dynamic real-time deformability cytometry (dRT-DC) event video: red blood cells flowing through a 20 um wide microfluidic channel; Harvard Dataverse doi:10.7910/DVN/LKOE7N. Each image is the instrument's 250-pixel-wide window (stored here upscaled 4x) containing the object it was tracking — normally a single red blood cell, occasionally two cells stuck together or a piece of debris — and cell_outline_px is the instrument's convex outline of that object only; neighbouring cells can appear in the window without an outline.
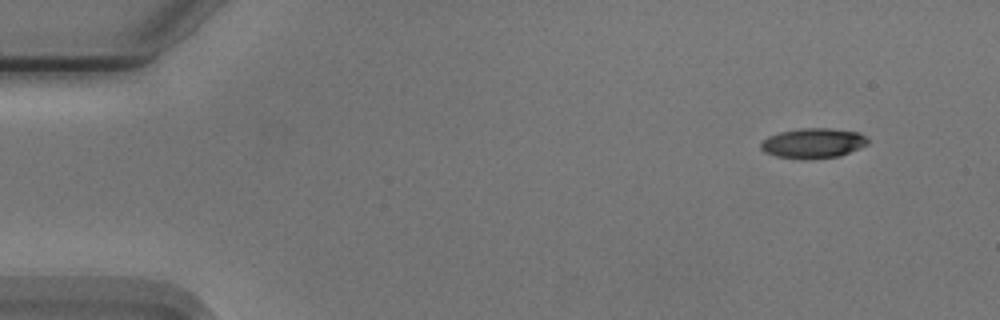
{"species": "Egyptian fruit bat (a non-hibernating species)", "species_latin": "Rousettus aegyptiacus", "temperature_condition": "cold", "stored_images_in_passage": 10, "camera_frame_rate_fps": 3000, "um_per_image_px": 0.085, "animal": {"sex": "male"}, "frame": {"image": 1, "passage_image": 1, "time_ms": 0.0, "image_size_px": [1000, 320], "cell_outline_px": [[868, 144], [860, 148], [840, 156], [808, 160], [800, 160], [776, 156], [764, 152], [760, 148], [760, 144], [768, 136], [780, 132], [804, 128], [828, 128], [860, 132], [868, 140]], "centroid_in_image_um": [69.11, 12.19], "position_along_channel_um": 15.9, "area_um2": 18.9}}